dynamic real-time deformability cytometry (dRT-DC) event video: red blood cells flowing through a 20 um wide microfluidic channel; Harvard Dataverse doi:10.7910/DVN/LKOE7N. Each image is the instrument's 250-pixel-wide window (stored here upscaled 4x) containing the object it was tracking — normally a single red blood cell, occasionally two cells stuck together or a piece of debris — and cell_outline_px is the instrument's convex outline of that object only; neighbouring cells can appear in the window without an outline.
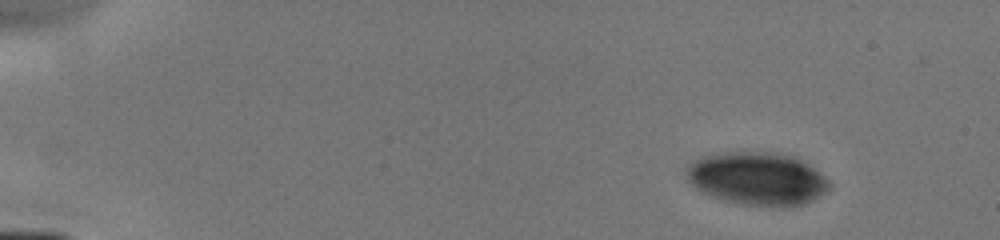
{"species": "human", "species_latin": "Homo sapiens", "temperature_condition": "cold", "stored_images_in_passage": 8, "camera_frame_rate_fps": 3000, "um_per_image_px": 0.085, "donor": {"sex": "male"}, "frame": {"image": 1, "passage_image": 1, "time_ms": 0.0, "image_size_px": [1000, 240], "cell_outline_px": [[832, 188], [820, 196], [804, 204], [784, 208], [740, 204], [720, 200], [708, 196], [700, 192], [684, 180], [684, 172], [692, 160], [716, 152], [768, 152], [792, 156], [808, 164], [828, 180], [832, 184]], "centroid_in_image_um": [64.3, 15.21], "position_along_channel_um": 20.7, "area_um2": 45.03}}
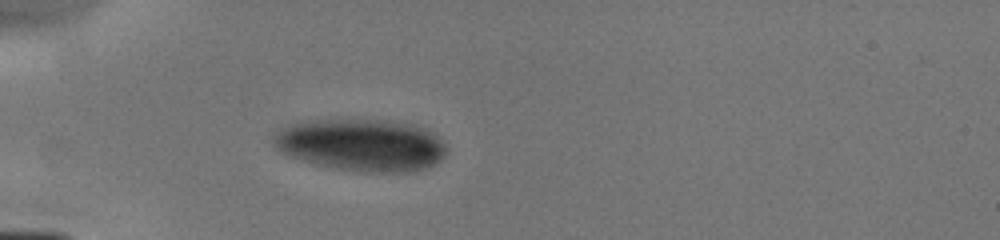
{"frame": {"image": 2, "passage_image": 4, "time_ms": 3.333, "image_size_px": [1000, 240], "cell_outline_px": [[444, 156], [440, 160], [424, 168], [408, 172], [360, 172], [336, 168], [316, 164], [292, 156], [276, 148], [272, 136], [280, 128], [288, 124], [300, 120], [340, 116], [388, 120], [416, 124], [432, 132], [444, 144]], "centroid_in_image_um": [30.66, 12.25], "position_along_channel_um": 54.3, "area_um2": 53.75}}
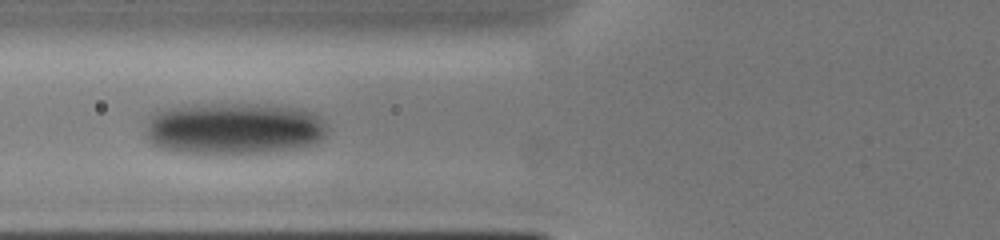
{"frame": {"image": 3, "passage_image": 6, "time_ms": 5.0, "image_size_px": [1000, 240], "cell_outline_px": [[328, 132], [320, 140], [312, 144], [300, 148], [268, 152], [184, 152], [164, 148], [152, 144], [148, 140], [148, 116], [152, 112], [164, 108], [180, 104], [260, 104], [296, 108], [312, 112], [320, 116], [328, 124]], "centroid_in_image_um": [19.91, 10.89], "position_along_channel_um": 105.9, "area_um2": 55.08}}